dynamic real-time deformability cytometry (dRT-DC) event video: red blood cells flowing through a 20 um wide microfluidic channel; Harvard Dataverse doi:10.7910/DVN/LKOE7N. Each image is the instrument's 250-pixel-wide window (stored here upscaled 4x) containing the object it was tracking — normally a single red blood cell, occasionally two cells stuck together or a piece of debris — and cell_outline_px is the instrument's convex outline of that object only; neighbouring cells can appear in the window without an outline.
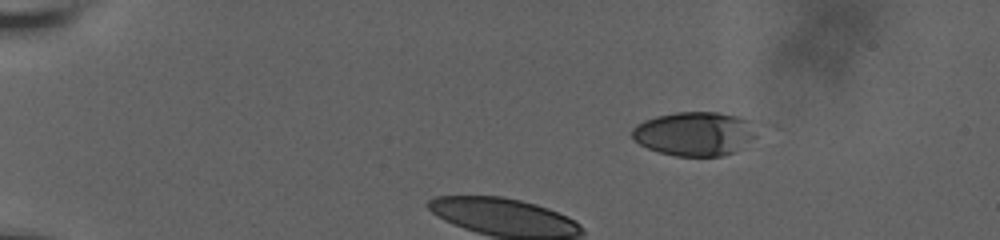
{"species": "human", "species_latin": "Homo sapiens", "temperature_condition": "room temperature", "stored_images_in_passage": 33, "camera_frame_rate_fps": 3000, "um_per_image_px": 0.085, "donor": {"sex": "male"}, "frame": {"image": 1, "passage_image": 13, "time_ms": 3.333, "image_size_px": [1000, 240], "cell_outline_px": [[756, 136], [732, 152], [720, 156], [676, 156], [660, 152], [648, 148], [632, 140], [632, 128], [636, 124], [644, 120], [656, 116], [676, 112], [716, 112], [736, 116], [748, 120], [756, 132]], "centroid_in_image_um": [58.97, 11.36], "position_along_channel_um": 26.0, "area_um2": 31.62}}
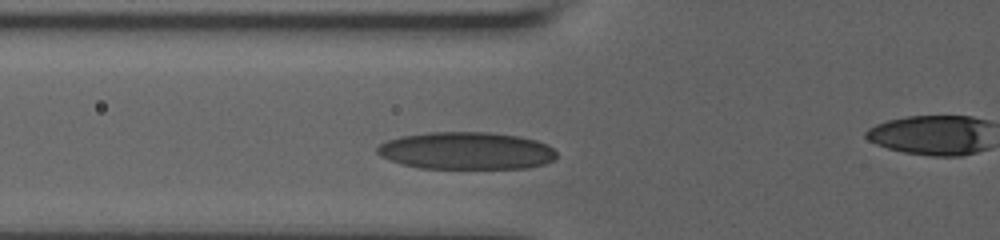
{"frame": {"image": 2, "passage_image": 28, "time_ms": 6.0, "image_size_px": [1000, 240], "cell_outline_px": [[556, 156], [552, 160], [544, 164], [528, 168], [420, 168], [400, 164], [388, 160], [380, 156], [376, 152], [376, 148], [380, 144], [388, 140], [400, 136], [428, 132], [488, 132], [520, 136], [536, 140], [548, 144], [556, 152]], "centroid_in_image_um": [39.61, 12.81], "position_along_channel_um": 86.2, "area_um2": 39.3}}
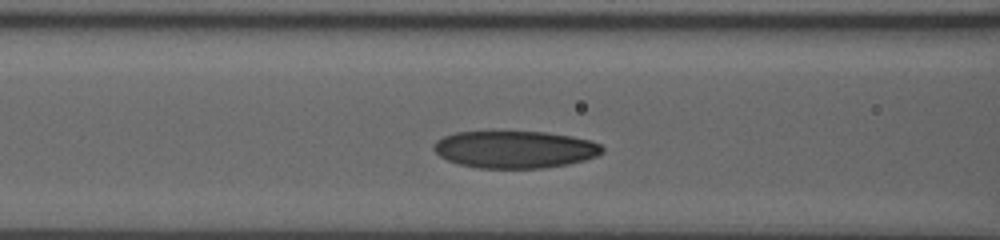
{"frame": {"image": 3, "passage_image": 32, "time_ms": 7.0, "image_size_px": [1000, 240], "cell_outline_px": [[604, 152], [596, 156], [584, 160], [568, 164], [544, 168], [476, 168], [460, 164], [448, 160], [440, 156], [432, 148], [432, 144], [436, 140], [444, 136], [456, 132], [544, 132], [572, 136], [592, 140], [600, 144], [604, 148]], "centroid_in_image_um": [43.78, 12.7], "position_along_channel_um": 122.8, "area_um2": 36.7}}